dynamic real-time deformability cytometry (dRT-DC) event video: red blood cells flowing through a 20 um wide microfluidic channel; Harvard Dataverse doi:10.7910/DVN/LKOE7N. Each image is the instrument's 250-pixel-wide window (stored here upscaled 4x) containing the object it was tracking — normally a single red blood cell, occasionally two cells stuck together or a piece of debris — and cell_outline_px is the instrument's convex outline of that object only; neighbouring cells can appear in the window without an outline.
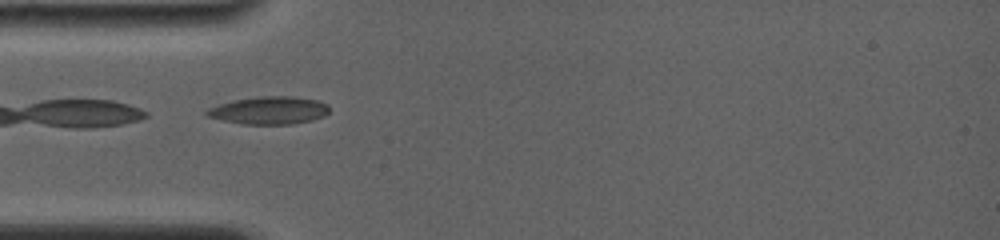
{"species": "common noctule bat (a hibernating species)", "species_latin": "Nyctalus noctula", "temperature_condition": "room temperature", "stored_images_in_passage": 18, "camera_frame_rate_fps": 4000, "um_per_image_px": 0.085, "animal": {"sex": "female", "body_mass_g": 19.0, "forearm_length_mm": 56.7}, "frame": {"image": 1, "passage_image": 1, "time_ms": 0.0, "image_size_px": [1000, 240], "cell_outline_px": [[328, 112], [324, 116], [312, 120], [292, 124], [240, 124], [208, 116], [204, 112], [208, 108], [220, 104], [236, 100], [256, 96], [292, 96], [316, 100], [328, 104]], "centroid_in_image_um": [22.89, 9.38], "position_along_channel_um": 62.1, "area_um2": 19.65}}
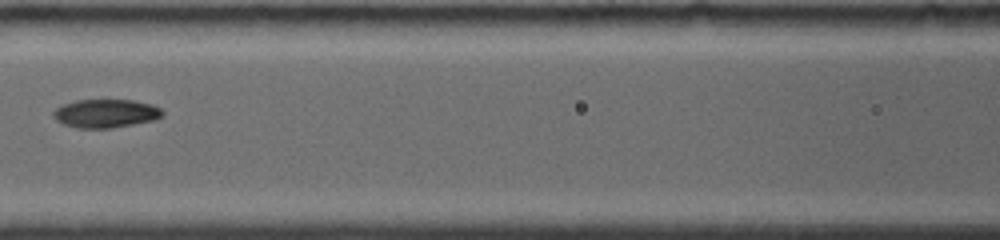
{"frame": {"image": 2, "passage_image": 5, "time_ms": 2.5, "image_size_px": [1000, 240], "cell_outline_px": [[164, 116], [156, 120], [112, 128], [76, 128], [64, 124], [56, 120], [52, 116], [52, 112], [56, 108], [64, 104], [76, 100], [132, 100], [152, 104], [160, 108], [164, 112]], "centroid_in_image_um": [9.01, 9.65], "position_along_channel_um": 157.6, "area_um2": 18.26}}
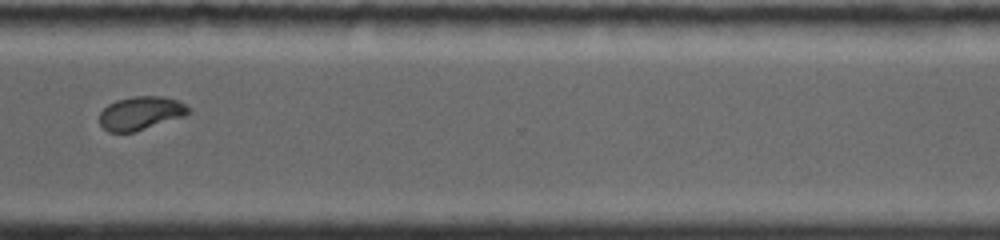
{"frame": {"image": 3, "passage_image": 13, "time_ms": 7.75, "image_size_px": [1000, 240], "cell_outline_px": [[192, 112], [184, 116], [136, 132], [108, 132], [100, 124], [100, 112], [108, 104], [116, 100], [132, 96], [164, 96], [176, 100], [192, 108]], "centroid_in_image_um": [11.98, 9.62], "position_along_channel_um": 358.6, "area_um2": 17.51}, "authors_computed_cell_mechanics": {"area_um2": 17.918, "velocity_mm_per_s": 3.8195, "shape_relaxation_time_tau1_ms": 6.7966, "shape_relaxation_time_tau2_ms": 2.1063, "deformation_change_tau1": 0.1988, "deformation_change_tau2": 0.0513}}